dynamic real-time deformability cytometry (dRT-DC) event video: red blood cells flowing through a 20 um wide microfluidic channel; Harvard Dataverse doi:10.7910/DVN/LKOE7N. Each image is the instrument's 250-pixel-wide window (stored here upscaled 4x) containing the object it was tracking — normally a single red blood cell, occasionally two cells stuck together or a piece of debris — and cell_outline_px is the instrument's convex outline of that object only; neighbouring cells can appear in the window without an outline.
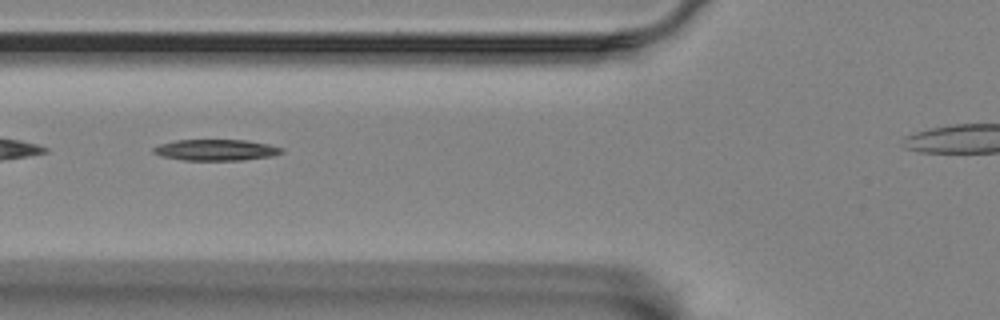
{"species": "Egyptian fruit bat (a non-hibernating species)", "species_latin": "Rousettus aegyptiacus", "temperature_condition": "room temperature", "stored_images_in_passage": 36, "camera_frame_rate_fps": 3000, "um_per_image_px": 0.085, "animal": {"sex": "female"}, "frame": {"image": 1, "passage_image": 6, "time_ms": 1.667, "image_size_px": [1000, 320], "cell_outline_px": [[284, 152], [272, 156], [240, 160], [184, 160], [164, 156], [152, 152], [152, 148], [160, 144], [176, 140], [248, 140], [268, 144], [284, 148]], "centroid_in_image_um": [18.39, 12.74], "position_along_channel_um": 107.4, "area_um2": 15.72}}
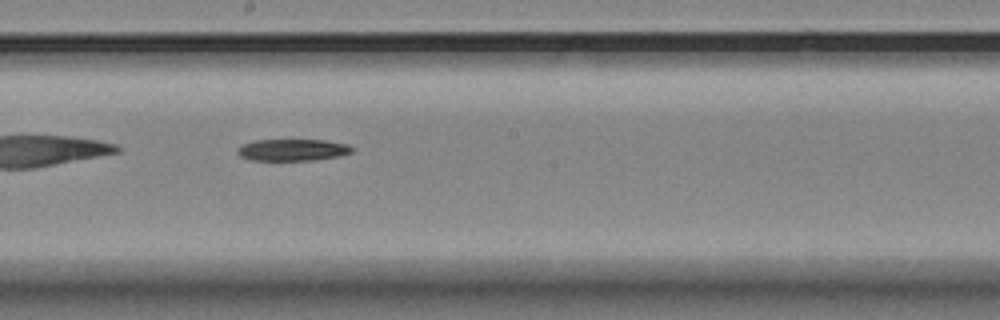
{"frame": {"image": 2, "passage_image": 16, "time_ms": 5.0, "image_size_px": [1000, 320], "cell_outline_px": [[352, 152], [340, 156], [312, 160], [252, 160], [240, 156], [236, 152], [236, 148], [244, 144], [256, 140], [324, 140], [348, 144], [352, 148]], "centroid_in_image_um": [24.86, 12.74], "position_along_channel_um": 223.3, "area_um2": 14.45}, "authors_computed_cell_mechanics": {"area_um2": 15.5482, "velocity_mm_per_s": 3.4664, "shape_relaxation_time_tau1_ms": 5.8459, "shape_relaxation_time_tau2_ms": null, "deformation_change_tau1": 0.1395, "deformation_change_tau2": null}}